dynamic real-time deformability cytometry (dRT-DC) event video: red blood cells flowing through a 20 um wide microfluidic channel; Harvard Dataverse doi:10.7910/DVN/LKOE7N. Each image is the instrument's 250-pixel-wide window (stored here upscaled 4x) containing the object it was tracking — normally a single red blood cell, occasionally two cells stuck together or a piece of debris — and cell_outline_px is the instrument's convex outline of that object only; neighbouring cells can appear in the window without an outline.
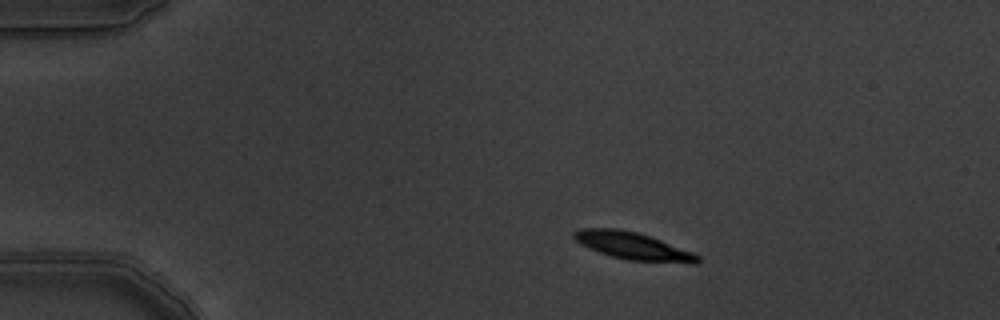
{"species": "common noctule bat (a hibernating species)", "species_latin": "Nyctalus noctula", "temperature_condition": "warm", "stored_images_in_passage": 11, "camera_frame_rate_fps": 3000, "um_per_image_px": 0.085, "animal": {"sex": "male", "body_mass_g": 19.5, "forearm_length_mm": 54.6}, "frame": {"image": 1, "passage_image": 1, "time_ms": 0.0, "image_size_px": [1000, 320], "cell_outline_px": [[700, 260], [696, 264], [692, 264], [628, 260], [612, 256], [600, 252], [580, 244], [572, 236], [572, 232], [580, 228], [616, 228], [636, 232], [660, 240], [692, 252], [700, 256]], "centroid_in_image_um": [53.8, 20.91], "position_along_channel_um": 31.2, "area_um2": 19.59}}
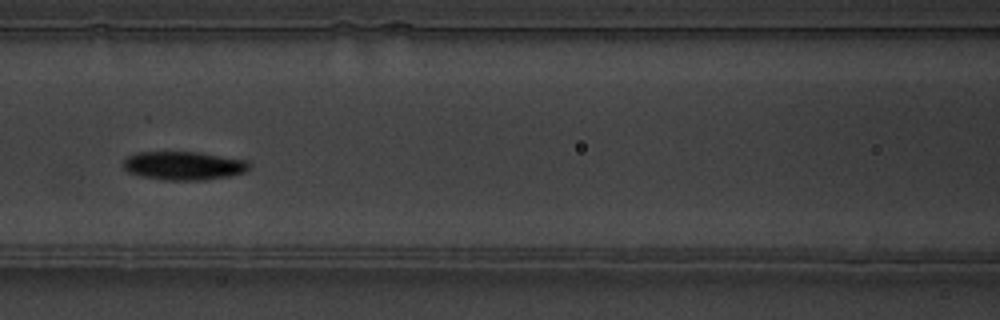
{"frame": {"image": 2, "passage_image": 5, "time_ms": 1.333, "image_size_px": [1000, 320], "cell_outline_px": [[252, 164], [244, 172], [228, 176], [204, 180], [164, 180], [140, 176], [128, 172], [124, 168], [124, 160], [128, 156], [136, 152], [200, 152], [248, 160]], "centroid_in_image_um": [15.62, 14.08], "position_along_channel_um": 151.0, "area_um2": 21.04}}
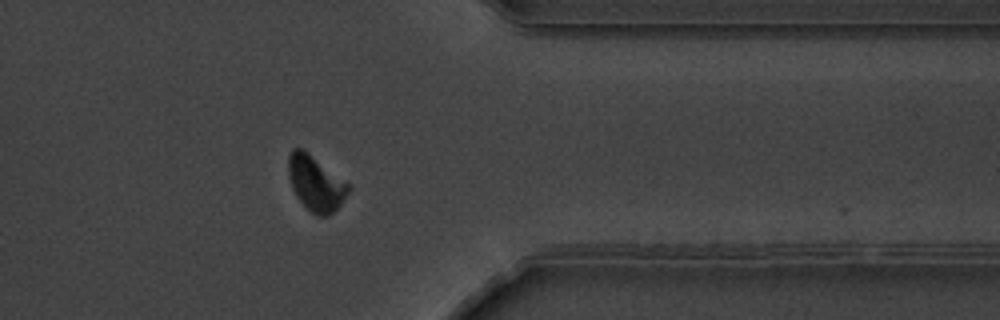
{"frame": {"image": 3, "passage_image": 11, "time_ms": 3.333, "image_size_px": [1000, 320], "cell_outline_px": [[352, 188], [340, 204], [328, 216], [316, 216], [296, 196], [292, 188], [288, 176], [288, 156], [292, 148], [300, 148], [352, 184]], "centroid_in_image_um": [26.86, 15.58], "position_along_channel_um": 384.5, "area_um2": 19.19}}